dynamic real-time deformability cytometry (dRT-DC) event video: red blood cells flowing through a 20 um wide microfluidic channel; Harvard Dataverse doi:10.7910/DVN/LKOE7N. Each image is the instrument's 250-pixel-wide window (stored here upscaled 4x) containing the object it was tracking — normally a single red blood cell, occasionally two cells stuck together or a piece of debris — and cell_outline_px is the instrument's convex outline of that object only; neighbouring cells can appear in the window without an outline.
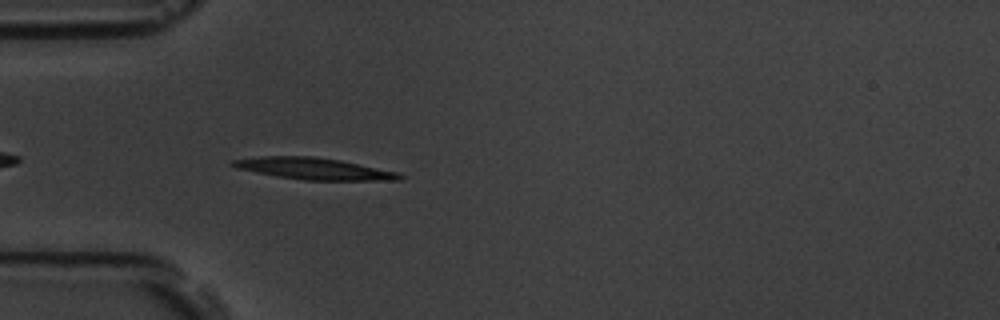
{"species": "common noctule bat (a hibernating species)", "species_latin": "Nyctalus noctula", "temperature_condition": "room temperature", "stored_images_in_passage": 1, "camera_frame_rate_fps": 3000, "um_per_image_px": 0.085, "animal": {"sex": "male", "body_mass_g": 19.5, "forearm_length_mm": 54.6}, "frame": {"image": 1, "passage_image": 1, "time_ms": 0.0, "image_size_px": [1000, 320], "cell_outline_px": [[404, 176], [400, 180], [304, 180], [276, 176], [236, 168], [228, 164], [232, 160], [260, 156], [312, 156], [340, 160], [400, 172]], "centroid_in_image_um": [26.68, 14.33], "position_along_channel_um": 58.3, "area_um2": 21.1}}